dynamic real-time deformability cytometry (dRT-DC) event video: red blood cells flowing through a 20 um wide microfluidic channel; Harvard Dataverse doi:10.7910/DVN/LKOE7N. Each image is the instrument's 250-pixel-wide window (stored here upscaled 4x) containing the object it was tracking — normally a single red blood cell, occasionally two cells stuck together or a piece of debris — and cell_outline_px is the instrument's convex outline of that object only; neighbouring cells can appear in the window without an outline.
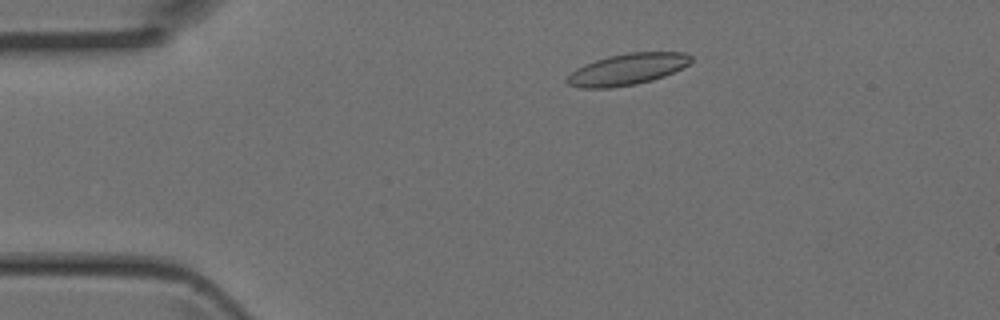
{"species": "Egyptian fruit bat (a non-hibernating species)", "species_latin": "Rousettus aegyptiacus", "temperature_condition": "room temperature", "stored_images_in_passage": 2, "camera_frame_rate_fps": 3000, "um_per_image_px": 0.085, "animal": {"sex": "female"}, "frame": {"image": 1, "passage_image": 1, "time_ms": 0.0, "image_size_px": [1000, 320], "cell_outline_px": [[692, 60], [688, 64], [664, 76], [652, 80], [636, 84], [608, 88], [580, 88], [568, 84], [564, 80], [576, 68], [584, 64], [608, 56], [628, 52], [684, 52], [692, 56]], "centroid_in_image_um": [53.29, 5.89], "position_along_channel_um": 31.7, "area_um2": 22.6}}